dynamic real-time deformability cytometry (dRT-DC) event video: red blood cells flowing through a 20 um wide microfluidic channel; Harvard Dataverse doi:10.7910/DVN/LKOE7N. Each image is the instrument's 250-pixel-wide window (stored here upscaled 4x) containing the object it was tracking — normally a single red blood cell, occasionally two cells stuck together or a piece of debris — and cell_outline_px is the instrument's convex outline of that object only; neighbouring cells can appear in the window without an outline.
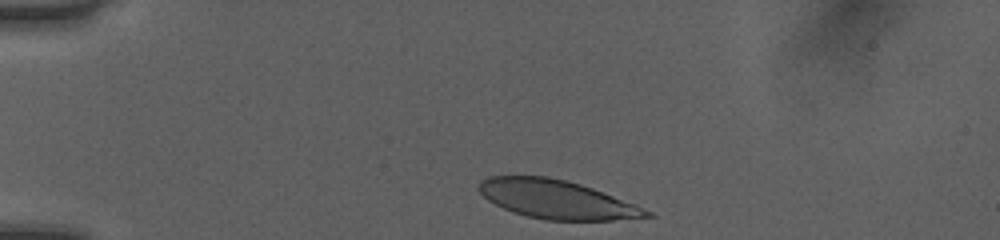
{"species": "human", "species_latin": "Homo sapiens", "temperature_condition": "room temperature", "stored_images_in_passage": 33, "camera_frame_rate_fps": 3000, "um_per_image_px": 0.085, "donor": {"sex": "female"}, "frame": {"image": 1, "passage_image": 1, "time_ms": 0.0, "image_size_px": [1000, 240], "cell_outline_px": [[656, 216], [612, 220], [544, 220], [512, 212], [488, 200], [476, 188], [480, 180], [488, 176], [548, 176], [568, 180], [592, 188], [636, 204], [652, 212]], "centroid_in_image_um": [47.31, 16.94], "position_along_channel_um": 37.7, "area_um2": 37.8}}
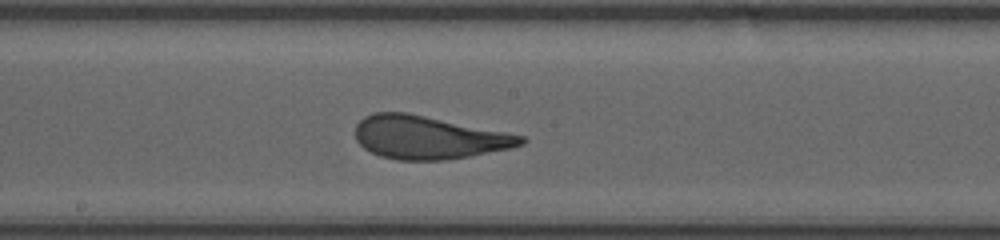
{"frame": {"image": 2, "passage_image": 18, "time_ms": 5.667, "image_size_px": [1000, 240], "cell_outline_px": [[528, 140], [524, 144], [512, 148], [468, 156], [444, 160], [396, 160], [380, 156], [364, 148], [356, 140], [356, 124], [364, 116], [372, 112], [408, 112], [524, 136]], "centroid_in_image_um": [36.4, 11.68], "position_along_channel_um": 211.8, "area_um2": 41.56}}
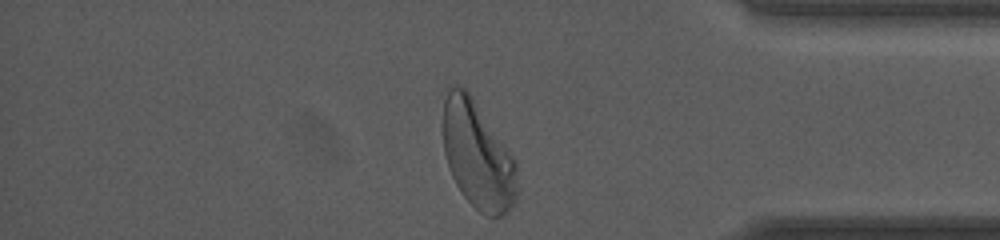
{"frame": {"image": 3, "passage_image": 33, "time_ms": 10.667, "image_size_px": [1000, 240], "cell_outline_px": [[520, 188], [516, 200], [508, 212], [504, 216], [484, 216], [464, 196], [456, 184], [452, 176], [444, 152], [444, 100], [448, 88], [456, 84], [464, 88], [472, 96], [516, 160]], "centroid_in_image_um": [40.65, 13.24], "position_along_channel_um": 394.5, "area_um2": 46.64}, "authors_computed_cell_mechanics": {"area_um2": 41.5582, "velocity_mm_per_s": 4.0254, "shape_relaxation_time_tau1_ms": 3.7597, "shape_relaxation_time_tau2_ms": null, "deformation_change_tau1": 0.1644, "deformation_change_tau2": null}}